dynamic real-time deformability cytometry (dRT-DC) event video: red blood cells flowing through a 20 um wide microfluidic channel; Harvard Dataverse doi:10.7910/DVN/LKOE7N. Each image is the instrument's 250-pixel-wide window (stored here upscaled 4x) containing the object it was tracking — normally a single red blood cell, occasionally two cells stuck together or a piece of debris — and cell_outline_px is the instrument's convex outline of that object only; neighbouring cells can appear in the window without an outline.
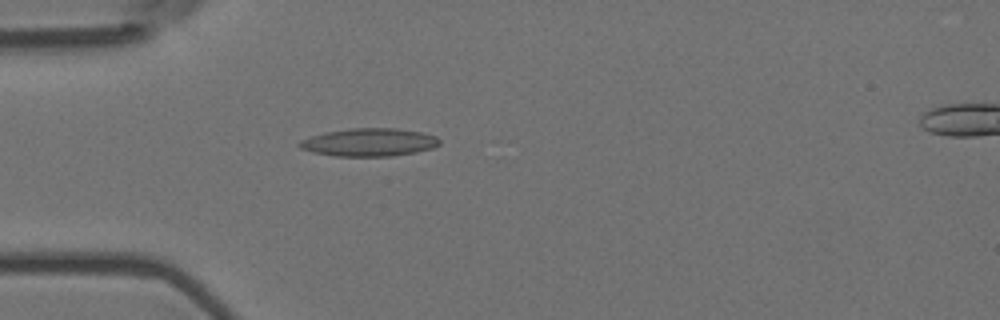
{"species": "Egyptian fruit bat (a non-hibernating species)", "species_latin": "Rousettus aegyptiacus", "temperature_condition": "room temperature", "stored_images_in_passage": 5, "camera_frame_rate_fps": 3000, "um_per_image_px": 0.085, "animal": {"sex": "female"}, "frame": {"image": 1, "passage_image": 4, "time_ms": 1.0, "image_size_px": [1000, 320], "cell_outline_px": [[440, 144], [432, 148], [416, 152], [392, 156], [336, 156], [312, 152], [300, 148], [296, 144], [300, 140], [324, 132], [352, 128], [396, 128], [420, 132], [436, 136], [440, 140]], "centroid_in_image_um": [31.36, 12.09], "position_along_channel_um": 53.6, "area_um2": 22.83}}